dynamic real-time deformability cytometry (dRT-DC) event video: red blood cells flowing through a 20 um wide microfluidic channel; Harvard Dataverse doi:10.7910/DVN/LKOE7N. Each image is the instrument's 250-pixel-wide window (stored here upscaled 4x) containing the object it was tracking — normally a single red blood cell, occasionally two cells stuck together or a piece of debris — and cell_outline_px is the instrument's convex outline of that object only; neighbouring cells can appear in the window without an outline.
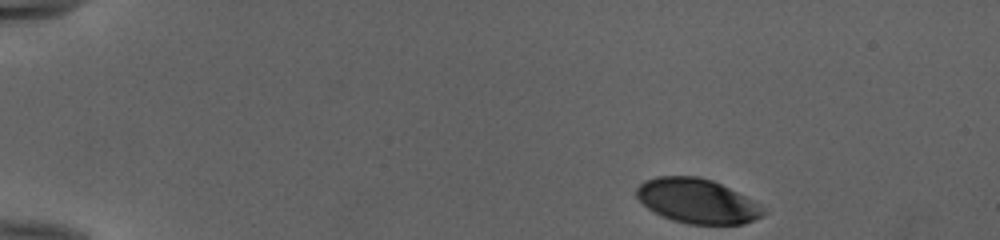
{"species": "human", "species_latin": "Homo sapiens", "temperature_condition": "cold", "stored_images_in_passage": 46, "camera_frame_rate_fps": 3000, "um_per_image_px": 0.085, "donor": {"sex": "female"}, "frame": {"image": 1, "passage_image": 1, "time_ms": 0.0, "image_size_px": [1000, 240], "cell_outline_px": [[768, 212], [764, 216], [756, 220], [744, 224], [688, 224], [672, 220], [648, 208], [636, 196], [636, 188], [644, 180], [656, 176], [696, 176], [712, 180], [760, 204]], "centroid_in_image_um": [59.28, 17.09], "position_along_channel_um": 25.7, "area_um2": 32.83}}
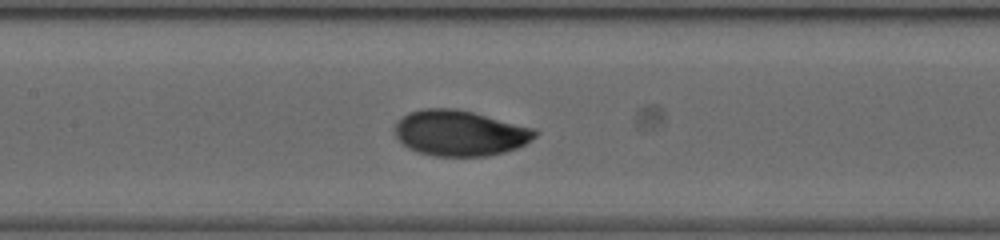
{"frame": {"image": 2, "passage_image": 20, "time_ms": 6.333, "image_size_px": [1000, 240], "cell_outline_px": [[540, 132], [532, 140], [516, 148], [504, 152], [488, 156], [432, 156], [408, 148], [396, 136], [396, 124], [408, 112], [424, 108], [456, 108], [536, 128]], "centroid_in_image_um": [39.14, 11.31], "position_along_channel_um": 168.3, "area_um2": 37.22}}
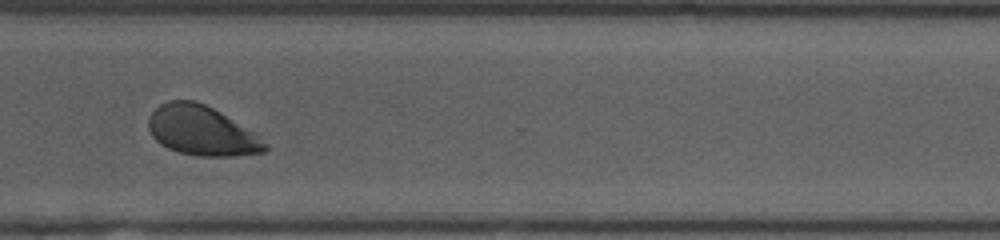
{"frame": {"image": 3, "passage_image": 34, "time_ms": 11.0, "image_size_px": [1000, 240], "cell_outline_px": [[268, 148], [264, 152], [236, 156], [196, 156], [180, 152], [168, 148], [160, 144], [152, 136], [148, 128], [148, 116], [160, 104], [168, 100], [196, 100], [220, 112], [252, 132], [268, 144]], "centroid_in_image_um": [17.1, 11.11], "position_along_channel_um": 353.5, "area_um2": 33.52}, "authors_computed_cell_mechanics": {"area_um2": 36.2984, "velocity_mm_per_s": 3.971, "shape_relaxation_time_tau1_ms": 2.806, "shape_relaxation_time_tau2_ms": null, "deformation_change_tau1": 0.1434, "deformation_change_tau2": null}}